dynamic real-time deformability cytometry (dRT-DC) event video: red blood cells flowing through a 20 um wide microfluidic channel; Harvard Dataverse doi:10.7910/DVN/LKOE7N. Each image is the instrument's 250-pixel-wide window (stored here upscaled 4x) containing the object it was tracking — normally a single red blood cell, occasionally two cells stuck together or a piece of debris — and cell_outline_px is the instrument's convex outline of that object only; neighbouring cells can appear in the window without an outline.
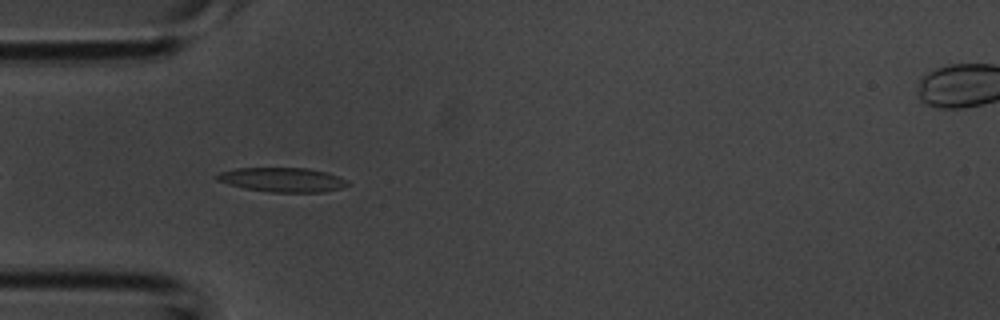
{"species": "common noctule bat (a hibernating species)", "species_latin": "Nyctalus noctula", "temperature_condition": "room temperature", "stored_images_in_passage": 17, "camera_frame_rate_fps": 3000, "um_per_image_px": 0.085, "animal": {"sex": "male", "body_mass_g": 20.1, "forearm_length_mm": 53.5}, "frame": {"image": 1, "passage_image": 3, "time_ms": 0.667, "image_size_px": [1000, 320], "cell_outline_px": [[348, 184], [340, 188], [324, 192], [268, 192], [244, 188], [216, 180], [216, 176], [220, 172], [236, 168], [308, 168], [328, 172], [348, 180]], "centroid_in_image_um": [24.02, 15.27], "position_along_channel_um": 61.0, "area_um2": 18.5}}
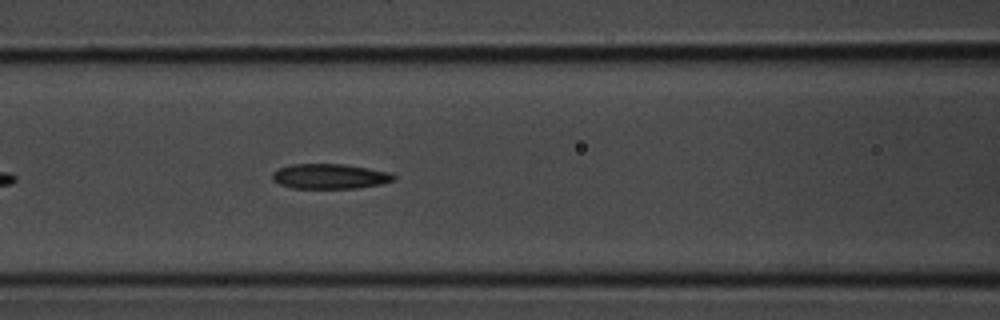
{"frame": {"image": 2, "passage_image": 8, "time_ms": 2.333, "image_size_px": [1000, 320], "cell_outline_px": [[396, 180], [380, 184], [356, 188], [292, 188], [280, 184], [272, 180], [272, 172], [280, 168], [292, 164], [344, 164], [392, 172], [396, 176]], "centroid_in_image_um": [28.06, 14.98], "position_along_channel_um": 138.5, "area_um2": 17.74}}
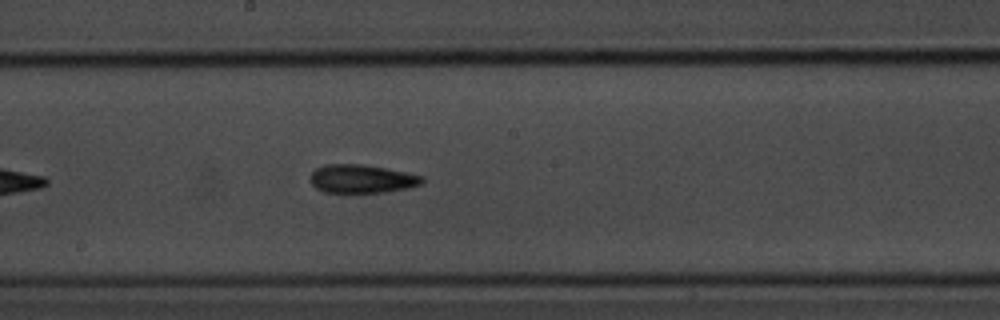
{"frame": {"image": 3, "passage_image": 13, "time_ms": 4.0, "image_size_px": [1000, 320], "cell_outline_px": [[424, 180], [420, 184], [408, 188], [384, 192], [324, 192], [316, 188], [312, 184], [312, 172], [316, 168], [324, 164], [364, 164], [424, 176]], "centroid_in_image_um": [30.75, 15.19], "position_along_channel_um": 217.5, "area_um2": 18.32}}